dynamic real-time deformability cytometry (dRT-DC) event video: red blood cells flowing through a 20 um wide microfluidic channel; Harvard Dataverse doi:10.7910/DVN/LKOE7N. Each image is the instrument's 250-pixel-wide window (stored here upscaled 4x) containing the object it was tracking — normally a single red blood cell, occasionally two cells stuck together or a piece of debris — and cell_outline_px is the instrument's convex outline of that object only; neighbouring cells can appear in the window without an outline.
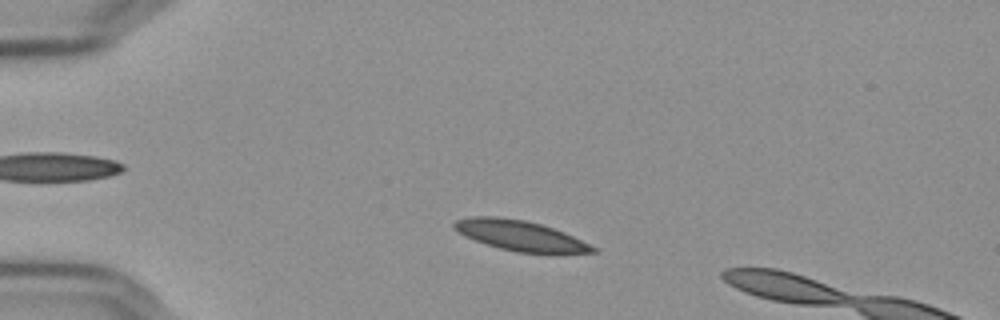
{"species": "Egyptian fruit bat (a non-hibernating species)", "species_latin": "Rousettus aegyptiacus", "temperature_condition": "cold", "stored_images_in_passage": 13, "camera_frame_rate_fps": 3000, "um_per_image_px": 0.085, "frame": {"image": 1, "passage_image": 8, "time_ms": 2.333, "image_size_px": [1000, 320], "cell_outline_px": [[600, 252], [516, 252], [500, 248], [464, 236], [456, 232], [452, 228], [452, 224], [456, 220], [472, 216], [496, 216], [524, 220], [540, 224], [564, 232], [600, 248]], "centroid_in_image_um": [44.19, 20.01], "position_along_channel_um": 40.8, "area_um2": 24.16}}